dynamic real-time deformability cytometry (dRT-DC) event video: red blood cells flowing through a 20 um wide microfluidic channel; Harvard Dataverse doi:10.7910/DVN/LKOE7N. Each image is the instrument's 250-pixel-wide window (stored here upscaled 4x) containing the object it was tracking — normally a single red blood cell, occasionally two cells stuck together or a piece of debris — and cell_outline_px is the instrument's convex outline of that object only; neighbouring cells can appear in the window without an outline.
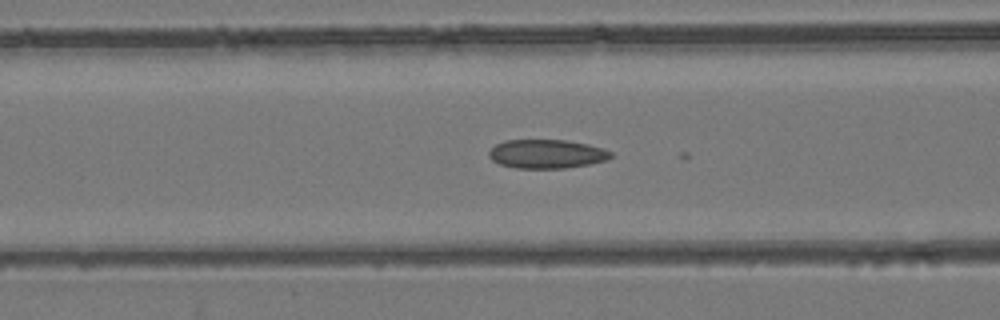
{"species": "common noctule bat (a hibernating species)", "species_latin": "Nyctalus noctula", "temperature_condition": "room temperature", "stored_images_in_passage": 41, "camera_frame_rate_fps": 3000, "um_per_image_px": 0.085, "animal": {"sex": "female", "body_mass_g": 24.6, "forearm_length_mm": 56.2}, "frame": {"image": 1, "passage_image": 22, "time_ms": 7.0, "image_size_px": [1000, 320], "cell_outline_px": [[612, 156], [608, 160], [588, 164], [564, 168], [516, 168], [500, 164], [492, 160], [488, 156], [488, 152], [496, 144], [504, 140], [564, 140], [588, 144], [604, 148], [612, 152]], "centroid_in_image_um": [46.47, 13.08], "position_along_channel_um": 120.1, "area_um2": 20.52}}
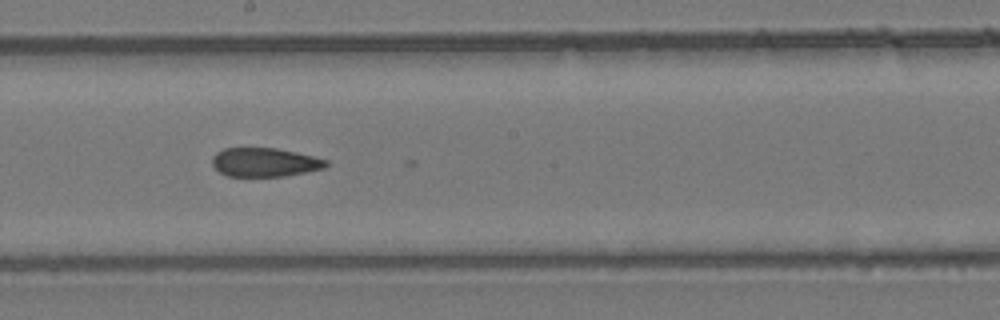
{"frame": {"image": 2, "passage_image": 30, "time_ms": 9.667, "image_size_px": [1000, 320], "cell_outline_px": [[328, 164], [324, 168], [284, 176], [228, 176], [220, 172], [212, 164], [212, 156], [216, 152], [224, 148], [276, 148], [296, 152], [328, 160]], "centroid_in_image_um": [22.48, 13.78], "position_along_channel_um": 225.7, "area_um2": 19.02}}
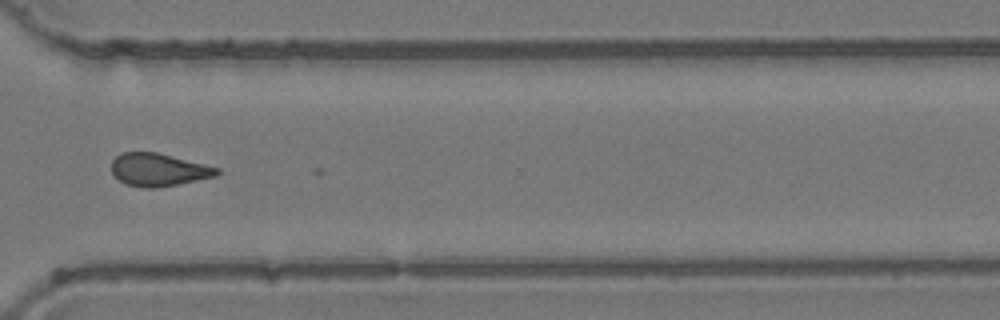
{"frame": {"image": 3, "passage_image": 40, "time_ms": 13.0, "image_size_px": [1000, 320], "cell_outline_px": [[220, 172], [216, 176], [156, 188], [144, 188], [128, 184], [120, 180], [112, 172], [112, 160], [120, 152], [156, 152], [220, 168]], "centroid_in_image_um": [13.47, 14.42], "position_along_channel_um": 357.1, "area_um2": 19.88}}